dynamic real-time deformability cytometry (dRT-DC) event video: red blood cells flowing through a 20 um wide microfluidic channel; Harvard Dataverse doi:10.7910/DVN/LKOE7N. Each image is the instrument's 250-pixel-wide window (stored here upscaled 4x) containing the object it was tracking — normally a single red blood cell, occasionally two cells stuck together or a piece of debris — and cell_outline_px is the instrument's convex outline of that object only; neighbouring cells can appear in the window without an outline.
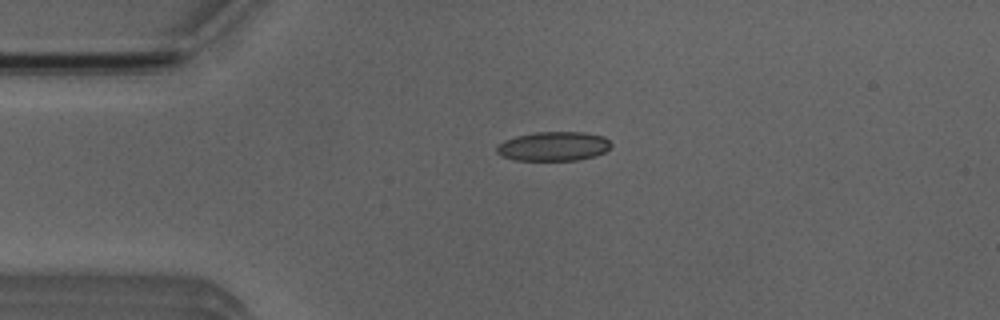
{"species": "Egyptian fruit bat (a non-hibernating species)", "species_latin": "Rousettus aegyptiacus", "temperature_condition": "room temperature", "stored_images_in_passage": 2, "camera_frame_rate_fps": 3000, "um_per_image_px": 0.085, "animal": {"sex": "male"}, "frame": {"image": 1, "passage_image": 1, "time_ms": 0.0, "image_size_px": [1000, 320], "cell_outline_px": [[612, 144], [604, 152], [596, 156], [576, 160], [516, 160], [500, 156], [496, 152], [496, 148], [504, 140], [516, 136], [536, 132], [584, 132], [604, 136]], "centroid_in_image_um": [47.04, 12.43], "position_along_channel_um": 38.0, "area_um2": 19.48}}